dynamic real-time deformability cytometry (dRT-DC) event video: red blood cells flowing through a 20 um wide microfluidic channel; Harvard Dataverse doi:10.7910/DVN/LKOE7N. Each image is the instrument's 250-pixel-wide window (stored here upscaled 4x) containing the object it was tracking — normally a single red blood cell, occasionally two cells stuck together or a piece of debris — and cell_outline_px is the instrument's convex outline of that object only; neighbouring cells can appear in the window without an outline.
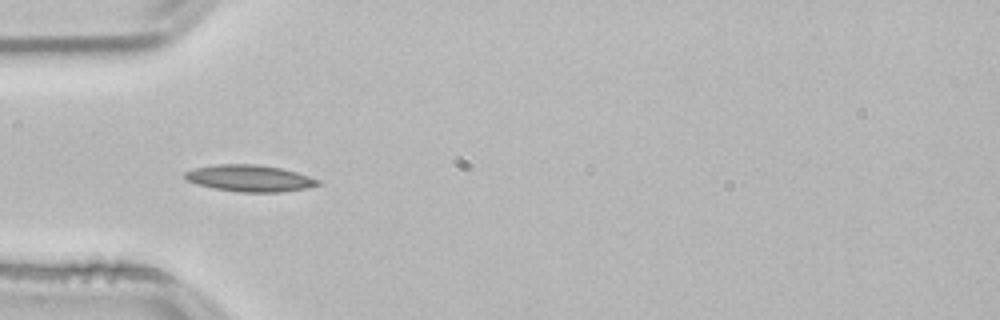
{"species": "common noctule bat (a hibernating species)", "species_latin": "Nyctalus noctula", "temperature_condition": "room temperature", "stored_images_in_passage": 38, "camera_frame_rate_fps": 3000, "um_per_image_px": 0.085, "animal": {"sex": "male", "body_mass_g": 21.5, "forearm_length_mm": 52.0}, "frame": {"image": 1, "passage_image": 1, "time_ms": 0.0, "image_size_px": [1000, 320], "cell_outline_px": [[320, 184], [308, 188], [280, 192], [240, 192], [216, 188], [200, 184], [188, 180], [184, 176], [184, 172], [196, 168], [216, 164], [256, 164], [280, 168], [296, 172], [320, 180]], "centroid_in_image_um": [21.26, 15.15], "position_along_channel_um": 63.7, "area_um2": 20.35}}
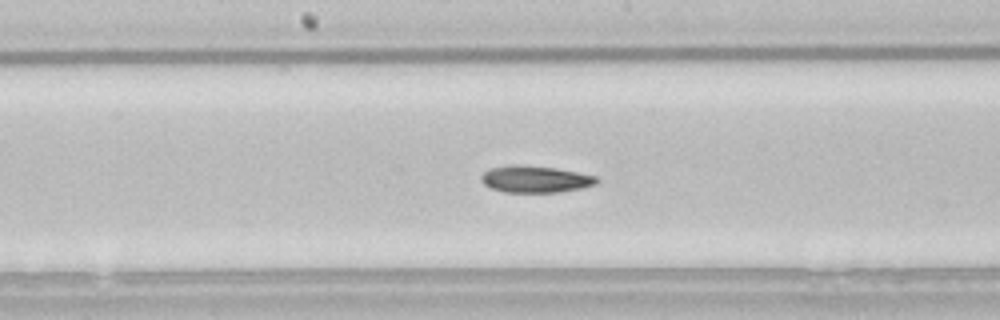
{"frame": {"image": 2, "passage_image": 12, "time_ms": 3.667, "image_size_px": [1000, 320], "cell_outline_px": [[600, 180], [596, 184], [580, 188], [560, 192], [504, 192], [492, 188], [484, 184], [480, 180], [480, 176], [488, 168], [512, 164], [520, 164], [556, 168], [596, 176]], "centroid_in_image_um": [45.47, 15.22], "position_along_channel_um": 202.7, "area_um2": 18.15}}